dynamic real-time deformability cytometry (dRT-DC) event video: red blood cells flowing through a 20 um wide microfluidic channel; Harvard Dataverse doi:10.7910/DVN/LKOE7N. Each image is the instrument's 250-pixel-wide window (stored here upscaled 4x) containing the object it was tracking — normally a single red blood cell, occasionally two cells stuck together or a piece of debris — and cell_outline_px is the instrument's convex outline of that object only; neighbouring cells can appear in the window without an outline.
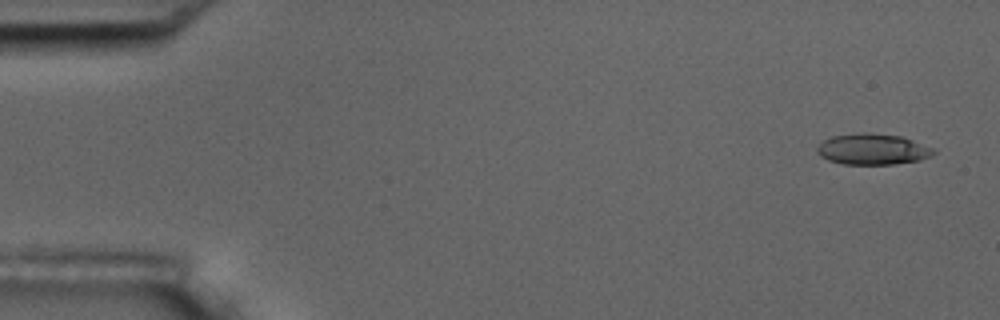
{"species": "common noctule bat (a hibernating species)", "species_latin": "Nyctalus noctula", "temperature_condition": "room temperature", "stored_images_in_passage": 5, "camera_frame_rate_fps": 3000, "um_per_image_px": 0.085, "animal": {"sex": "male", "body_mass_g": 17.5, "forearm_length_mm": 52.3}, "frame": {"image": 1, "passage_image": 1, "time_ms": 0.0, "image_size_px": [1000, 320], "cell_outline_px": [[936, 152], [932, 156], [920, 160], [896, 164], [844, 164], [828, 160], [820, 156], [816, 152], [816, 148], [824, 140], [832, 136], [860, 132], [868, 132], [900, 136], [912, 140], [932, 148]], "centroid_in_image_um": [74.16, 12.68], "position_along_channel_um": 10.8, "area_um2": 21.04}}
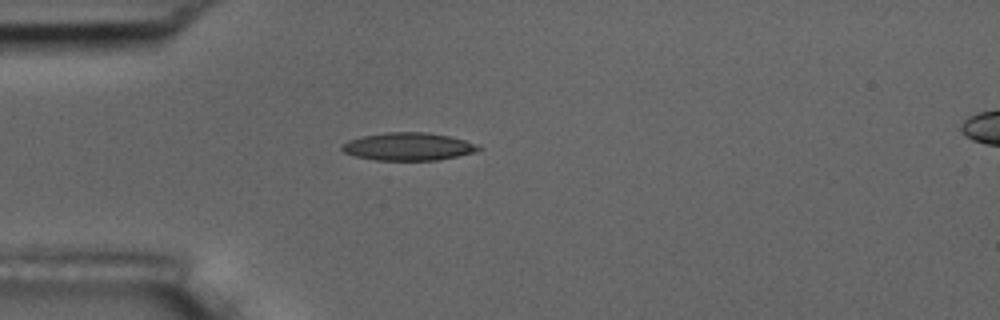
{"frame": {"image": 2, "passage_image": 4, "time_ms": 1.0, "image_size_px": [1000, 320], "cell_outline_px": [[480, 148], [476, 152], [436, 160], [376, 160], [356, 156], [344, 152], [340, 148], [348, 140], [360, 136], [388, 132], [424, 132], [448, 136], [480, 144]], "centroid_in_image_um": [34.7, 12.45], "position_along_channel_um": 50.3, "area_um2": 21.96}}